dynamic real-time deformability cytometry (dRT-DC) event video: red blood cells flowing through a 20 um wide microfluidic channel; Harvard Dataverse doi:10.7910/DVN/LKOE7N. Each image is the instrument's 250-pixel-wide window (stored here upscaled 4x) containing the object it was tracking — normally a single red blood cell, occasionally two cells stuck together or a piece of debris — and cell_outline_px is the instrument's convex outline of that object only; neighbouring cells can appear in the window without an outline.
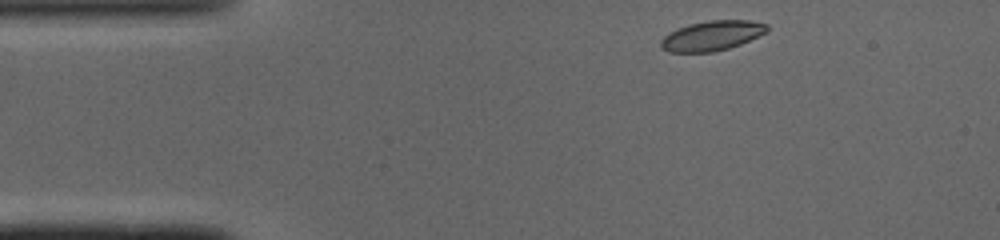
{"species": "common noctule bat (a hibernating species)", "species_latin": "Nyctalus noctula", "temperature_condition": "cold", "stored_images_in_passage": 43, "camera_frame_rate_fps": 3000, "um_per_image_px": 0.085, "animal": {"sex": "male", "body_mass_g": 19.0, "forearm_length_mm": 50.8}, "frame": {"image": 1, "passage_image": 1, "time_ms": 0.0, "image_size_px": [1000, 240], "cell_outline_px": [[768, 32], [740, 44], [728, 48], [712, 52], [668, 52], [660, 48], [660, 40], [668, 32], [688, 24], [712, 20], [748, 20], [768, 24]], "centroid_in_image_um": [60.49, 3.03], "position_along_channel_um": 24.5, "area_um2": 18.55}}
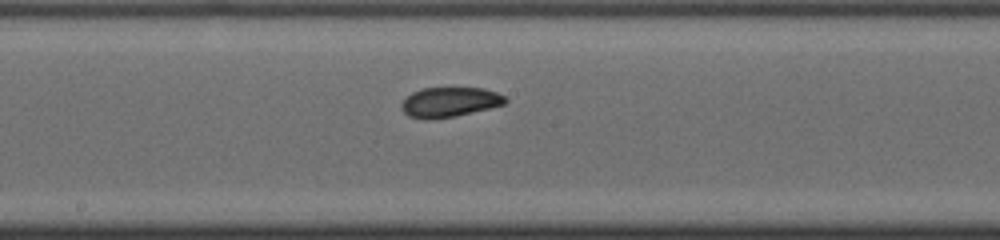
{"frame": {"image": 2, "passage_image": 19, "time_ms": 6.0, "image_size_px": [1000, 240], "cell_outline_px": [[508, 100], [504, 104], [456, 116], [432, 120], [424, 120], [408, 116], [400, 108], [400, 104], [412, 92], [424, 88], [484, 88], [496, 92], [504, 96]], "centroid_in_image_um": [38.18, 8.69], "position_along_channel_um": 210.0, "area_um2": 18.09}}
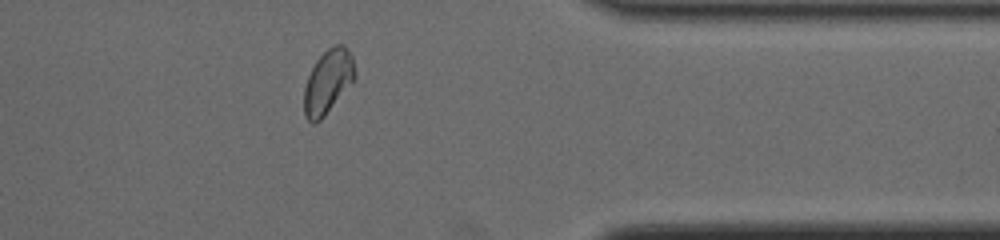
{"frame": {"image": 3, "passage_image": 33, "time_ms": 10.667, "image_size_px": [1000, 240], "cell_outline_px": [[356, 76], [324, 116], [316, 124], [312, 124], [304, 116], [304, 88], [308, 76], [316, 60], [328, 48], [336, 44], [344, 44], [348, 48], [352, 56], [356, 72]], "centroid_in_image_um": [27.86, 6.93], "position_along_channel_um": 383.5, "area_um2": 18.79}, "authors_computed_cell_mechanics": {"area_um2": 18.6694, "velocity_mm_per_s": 4.066, "shape_relaxation_time_tau1_ms": 3.0544, "shape_relaxation_time_tau2_ms": 1.0868, "deformation_change_tau1": 0.1167, "deformation_change_tau2": 0.056}}